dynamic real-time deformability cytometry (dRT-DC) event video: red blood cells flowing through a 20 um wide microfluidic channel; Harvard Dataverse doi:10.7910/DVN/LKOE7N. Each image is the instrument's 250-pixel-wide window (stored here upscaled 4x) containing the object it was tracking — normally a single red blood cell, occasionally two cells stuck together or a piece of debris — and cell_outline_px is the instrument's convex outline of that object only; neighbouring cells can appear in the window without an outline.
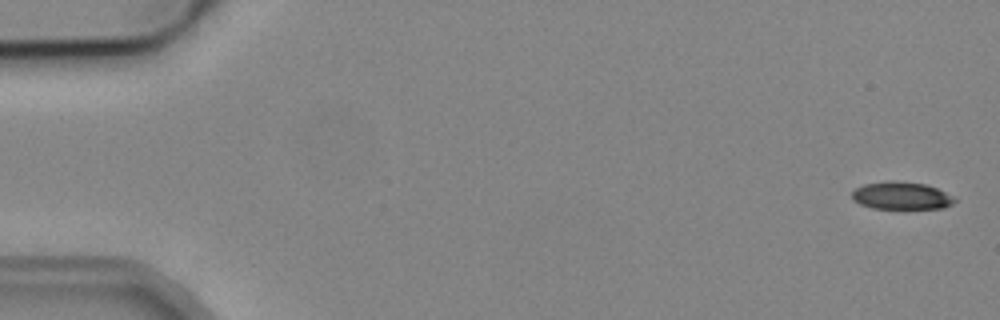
{"species": "common noctule bat (a hibernating species)", "species_latin": "Nyctalus noctula", "temperature_condition": "cold", "stored_images_in_passage": 5, "camera_frame_rate_fps": 3000, "um_per_image_px": 0.085, "animal": {"sex": "male", "body_mass_g": 19.2, "forearm_length_mm": 51.8}, "frame": {"image": 1, "passage_image": 1, "time_ms": 0.0, "image_size_px": [1000, 320], "cell_outline_px": [[956, 200], [952, 204], [944, 208], [872, 208], [860, 204], [852, 200], [852, 192], [856, 188], [864, 184], [888, 180], [892, 180], [924, 184], [936, 188], [952, 196]], "centroid_in_image_um": [76.58, 16.63], "position_along_channel_um": 8.4, "area_um2": 16.36}}
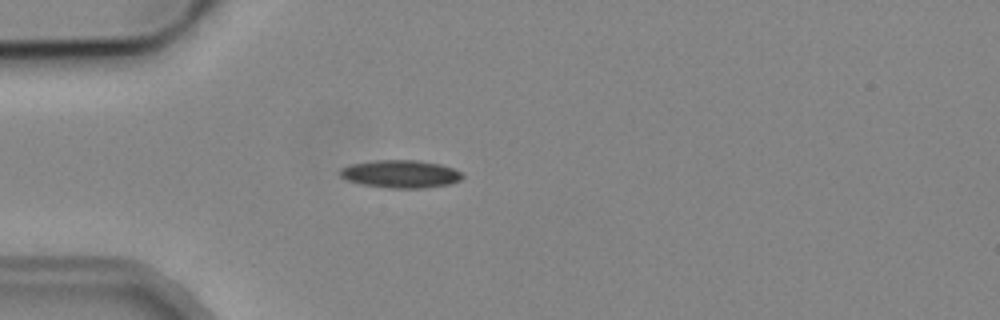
{"frame": {"image": 2, "passage_image": 4, "time_ms": 4.667, "image_size_px": [1000, 320], "cell_outline_px": [[464, 176], [460, 180], [448, 184], [420, 188], [388, 188], [360, 184], [348, 180], [340, 176], [340, 168], [348, 164], [376, 160], [416, 160], [440, 164], [452, 168], [460, 172]], "centroid_in_image_um": [34.0, 14.78], "position_along_channel_um": 51.0, "area_um2": 19.77}}